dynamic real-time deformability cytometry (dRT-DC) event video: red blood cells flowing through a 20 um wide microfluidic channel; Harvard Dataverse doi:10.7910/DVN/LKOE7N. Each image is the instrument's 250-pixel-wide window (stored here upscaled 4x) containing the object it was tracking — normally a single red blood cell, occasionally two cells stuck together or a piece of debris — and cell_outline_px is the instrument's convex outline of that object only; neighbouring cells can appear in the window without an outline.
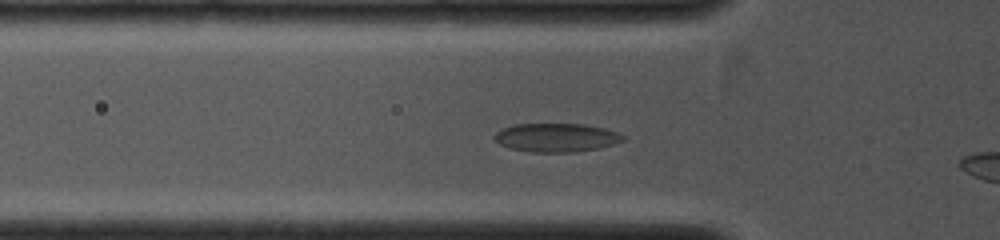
{"species": "common noctule bat (a hibernating species)", "species_latin": "Nyctalus noctula", "temperature_condition": "cold", "stored_images_in_passage": 7, "camera_frame_rate_fps": 4000, "um_per_image_px": 0.085, "animal": {"sex": "female", "body_mass_g": 19.0, "forearm_length_mm": 53.3}, "frame": {"image": 1, "passage_image": 5, "time_ms": 1.0, "image_size_px": [1000, 240], "cell_outline_px": [[624, 140], [600, 148], [572, 152], [532, 152], [512, 148], [500, 144], [492, 136], [496, 132], [504, 128], [516, 124], [584, 124], [604, 128], [616, 132], [624, 136]], "centroid_in_image_um": [47.29, 11.69], "position_along_channel_um": 78.5, "area_um2": 21.21}}